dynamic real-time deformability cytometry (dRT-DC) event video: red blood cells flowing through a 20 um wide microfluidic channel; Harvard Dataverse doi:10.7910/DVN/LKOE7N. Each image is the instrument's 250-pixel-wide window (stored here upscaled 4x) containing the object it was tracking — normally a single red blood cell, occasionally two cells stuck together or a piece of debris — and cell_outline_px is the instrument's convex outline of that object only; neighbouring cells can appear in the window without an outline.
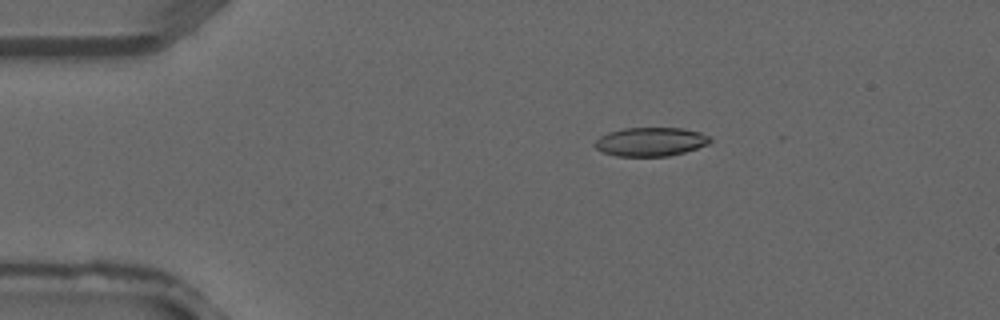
{"species": "common noctule bat (a hibernating species)", "species_latin": "Nyctalus noctula", "temperature_condition": "warm", "stored_images_in_passage": 3, "camera_frame_rate_fps": 3000, "um_per_image_px": 0.085, "animal": {"sex": "male", "forearm_length_mm": 52.5}, "frame": {"image": 1, "passage_image": 3, "time_ms": 0.667, "image_size_px": [1000, 320], "cell_outline_px": [[712, 140], [708, 144], [684, 152], [668, 156], [616, 156], [604, 152], [596, 148], [592, 144], [600, 136], [608, 132], [624, 128], [680, 128], [700, 132], [708, 136]], "centroid_in_image_um": [55.27, 12.05], "position_along_channel_um": 29.7, "area_um2": 19.25}}